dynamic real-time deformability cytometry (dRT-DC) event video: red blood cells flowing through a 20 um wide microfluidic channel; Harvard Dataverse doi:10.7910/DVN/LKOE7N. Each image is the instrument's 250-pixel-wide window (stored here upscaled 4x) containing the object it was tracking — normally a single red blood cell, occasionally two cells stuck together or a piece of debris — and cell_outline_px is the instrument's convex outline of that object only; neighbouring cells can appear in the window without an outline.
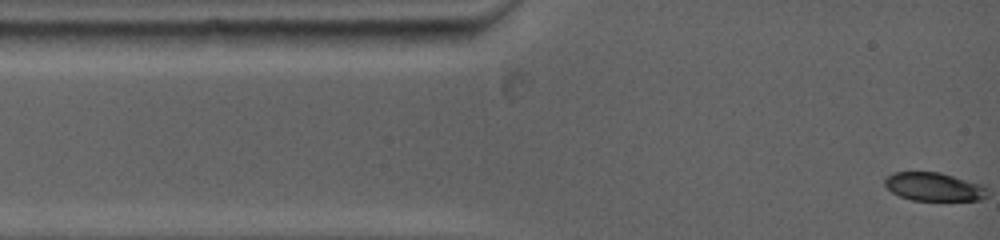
{"species": "common noctule bat (a hibernating species)", "species_latin": "Nyctalus noctula", "temperature_condition": "warm", "stored_images_in_passage": 32, "camera_frame_rate_fps": 5000, "um_per_image_px": 0.085, "animal": {"sex": "female", "body_mass_g": 19.0, "forearm_length_mm": 53.3}, "frame": {"image": 1, "passage_image": 1, "time_ms": 0.0, "image_size_px": [1000, 240], "cell_outline_px": [[980, 196], [976, 200], [916, 200], [900, 196], [888, 188], [888, 176], [896, 172], [936, 172], [972, 184], [976, 188]], "centroid_in_image_um": [79.14, 15.88], "position_along_channel_um": 5.9, "area_um2": 14.97}}
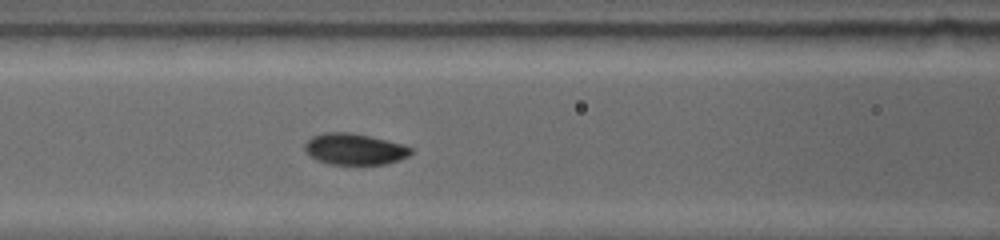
{"frame": {"image": 2, "passage_image": 19, "time_ms": 4.6, "image_size_px": [1000, 240], "cell_outline_px": [[412, 152], [396, 160], [380, 164], [332, 164], [320, 160], [312, 156], [308, 152], [308, 140], [312, 136], [328, 132], [348, 132], [368, 136], [400, 144], [412, 148]], "centroid_in_image_um": [30.14, 12.66], "position_along_channel_um": 136.5, "area_um2": 18.32}}
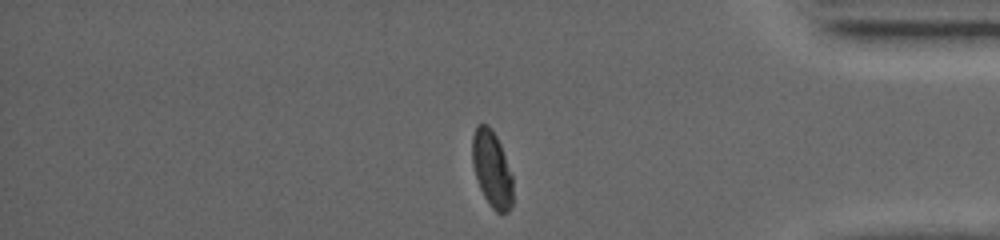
{"frame": {"image": 3, "passage_image": 32, "time_ms": 11.8, "image_size_px": [1000, 240], "cell_outline_px": [[512, 208], [508, 212], [496, 212], [492, 208], [484, 196], [480, 188], [472, 164], [472, 136], [476, 124], [488, 124], [492, 128], [500, 144], [512, 176]], "centroid_in_image_um": [41.8, 14.34], "position_along_channel_um": 393.4, "area_um2": 18.03}, "authors_computed_cell_mechanics": {"area_um2": 18.0336, "velocity_mm_per_s": 3.9306, "shape_relaxation_time_tau1_ms": 3.0833, "shape_relaxation_time_tau2_ms": null, "deformation_change_tau1": 0.1448, "deformation_change_tau2": null}}